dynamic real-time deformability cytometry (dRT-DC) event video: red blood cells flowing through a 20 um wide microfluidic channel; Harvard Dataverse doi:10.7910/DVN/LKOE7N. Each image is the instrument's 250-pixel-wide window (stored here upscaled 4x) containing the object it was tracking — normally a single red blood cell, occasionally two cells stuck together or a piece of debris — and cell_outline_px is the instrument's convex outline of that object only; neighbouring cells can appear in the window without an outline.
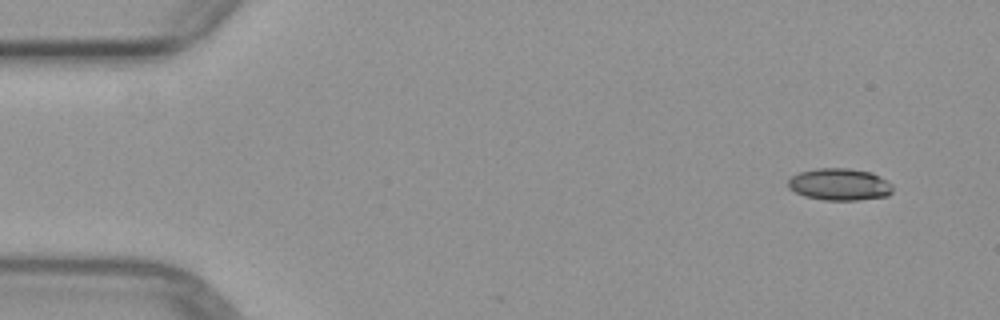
{"species": "common noctule bat (a hibernating species)", "species_latin": "Nyctalus noctula", "temperature_condition": "warm", "stored_images_in_passage": 6, "camera_frame_rate_fps": 3000, "um_per_image_px": 0.085, "animal": {"sex": "female", "body_mass_g": 29.2, "forearm_length_mm": 56.3}, "frame": {"image": 1, "passage_image": 1, "time_ms": 0.0, "image_size_px": [1000, 320], "cell_outline_px": [[892, 192], [888, 196], [856, 200], [824, 200], [804, 196], [788, 188], [788, 180], [792, 176], [800, 172], [816, 168], [848, 168], [872, 172], [888, 180], [892, 184]], "centroid_in_image_um": [71.38, 15.67], "position_along_channel_um": 13.6, "area_um2": 19.65}}
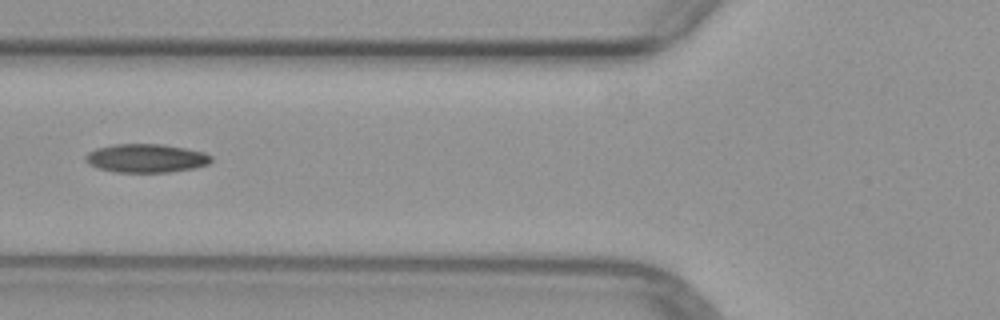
{"frame": {"image": 2, "passage_image": 5, "time_ms": 5.333, "image_size_px": [1000, 320], "cell_outline_px": [[212, 160], [208, 164], [196, 168], [168, 172], [112, 172], [96, 168], [88, 164], [84, 160], [84, 156], [88, 152], [96, 148], [116, 144], [160, 144], [184, 148], [204, 152], [212, 156]], "centroid_in_image_um": [12.38, 13.46], "position_along_channel_um": 113.4, "area_um2": 21.1}}
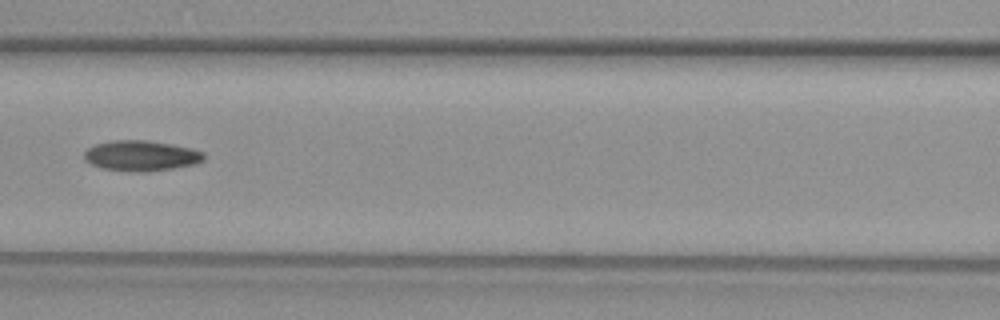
{"frame": {"image": 3, "passage_image": 6, "time_ms": 6.333, "image_size_px": [1000, 320], "cell_outline_px": [[204, 160], [196, 164], [148, 172], [136, 172], [100, 168], [84, 160], [84, 152], [88, 148], [96, 144], [112, 140], [144, 140], [172, 144], [192, 148], [204, 152]], "centroid_in_image_um": [12.0, 13.24], "position_along_channel_um": 154.6, "area_um2": 21.33}}